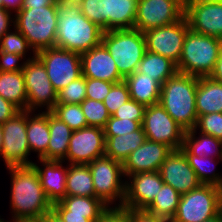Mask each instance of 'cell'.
Returning <instances> with one entry per match:
<instances>
[{
  "mask_svg": "<svg viewBox=\"0 0 222 222\" xmlns=\"http://www.w3.org/2000/svg\"><path fill=\"white\" fill-rule=\"evenodd\" d=\"M10 174L11 221L38 222L48 213L53 204L42 188L38 173L32 165L6 167Z\"/></svg>",
  "mask_w": 222,
  "mask_h": 222,
  "instance_id": "1",
  "label": "cell"
},
{
  "mask_svg": "<svg viewBox=\"0 0 222 222\" xmlns=\"http://www.w3.org/2000/svg\"><path fill=\"white\" fill-rule=\"evenodd\" d=\"M198 77L177 72L161 85L160 105L185 130L196 127Z\"/></svg>",
  "mask_w": 222,
  "mask_h": 222,
  "instance_id": "2",
  "label": "cell"
},
{
  "mask_svg": "<svg viewBox=\"0 0 222 222\" xmlns=\"http://www.w3.org/2000/svg\"><path fill=\"white\" fill-rule=\"evenodd\" d=\"M103 32L79 7L59 3L55 47L82 54L101 44Z\"/></svg>",
  "mask_w": 222,
  "mask_h": 222,
  "instance_id": "3",
  "label": "cell"
},
{
  "mask_svg": "<svg viewBox=\"0 0 222 222\" xmlns=\"http://www.w3.org/2000/svg\"><path fill=\"white\" fill-rule=\"evenodd\" d=\"M58 15V1L51 6L20 9L14 15V27L21 32L29 46L37 53L40 50L55 47Z\"/></svg>",
  "mask_w": 222,
  "mask_h": 222,
  "instance_id": "4",
  "label": "cell"
},
{
  "mask_svg": "<svg viewBox=\"0 0 222 222\" xmlns=\"http://www.w3.org/2000/svg\"><path fill=\"white\" fill-rule=\"evenodd\" d=\"M222 46V39L187 31L180 59L176 65L182 74L208 77L215 67Z\"/></svg>",
  "mask_w": 222,
  "mask_h": 222,
  "instance_id": "5",
  "label": "cell"
},
{
  "mask_svg": "<svg viewBox=\"0 0 222 222\" xmlns=\"http://www.w3.org/2000/svg\"><path fill=\"white\" fill-rule=\"evenodd\" d=\"M101 43L111 54L124 78L137 71L146 52L144 34L136 29L104 31Z\"/></svg>",
  "mask_w": 222,
  "mask_h": 222,
  "instance_id": "6",
  "label": "cell"
},
{
  "mask_svg": "<svg viewBox=\"0 0 222 222\" xmlns=\"http://www.w3.org/2000/svg\"><path fill=\"white\" fill-rule=\"evenodd\" d=\"M87 165L92 174L95 197L109 207H122L126 183L122 163L103 155Z\"/></svg>",
  "mask_w": 222,
  "mask_h": 222,
  "instance_id": "7",
  "label": "cell"
},
{
  "mask_svg": "<svg viewBox=\"0 0 222 222\" xmlns=\"http://www.w3.org/2000/svg\"><path fill=\"white\" fill-rule=\"evenodd\" d=\"M219 214V187L201 184L181 194L180 202L171 222H203Z\"/></svg>",
  "mask_w": 222,
  "mask_h": 222,
  "instance_id": "8",
  "label": "cell"
},
{
  "mask_svg": "<svg viewBox=\"0 0 222 222\" xmlns=\"http://www.w3.org/2000/svg\"><path fill=\"white\" fill-rule=\"evenodd\" d=\"M35 56L44 65L57 92L82 76L81 58L76 52L50 47L38 51Z\"/></svg>",
  "mask_w": 222,
  "mask_h": 222,
  "instance_id": "9",
  "label": "cell"
},
{
  "mask_svg": "<svg viewBox=\"0 0 222 222\" xmlns=\"http://www.w3.org/2000/svg\"><path fill=\"white\" fill-rule=\"evenodd\" d=\"M27 93V110L51 111L57 104V91L54 89L42 62L35 56L27 60L22 70ZM44 107V108H43Z\"/></svg>",
  "mask_w": 222,
  "mask_h": 222,
  "instance_id": "10",
  "label": "cell"
},
{
  "mask_svg": "<svg viewBox=\"0 0 222 222\" xmlns=\"http://www.w3.org/2000/svg\"><path fill=\"white\" fill-rule=\"evenodd\" d=\"M27 110H20L2 124L3 146L1 157L6 167L32 165L27 141Z\"/></svg>",
  "mask_w": 222,
  "mask_h": 222,
  "instance_id": "11",
  "label": "cell"
},
{
  "mask_svg": "<svg viewBox=\"0 0 222 222\" xmlns=\"http://www.w3.org/2000/svg\"><path fill=\"white\" fill-rule=\"evenodd\" d=\"M141 126L147 140L166 144L172 150L183 146L185 130L160 103L145 108Z\"/></svg>",
  "mask_w": 222,
  "mask_h": 222,
  "instance_id": "12",
  "label": "cell"
},
{
  "mask_svg": "<svg viewBox=\"0 0 222 222\" xmlns=\"http://www.w3.org/2000/svg\"><path fill=\"white\" fill-rule=\"evenodd\" d=\"M188 30L189 26L185 16L175 23L150 29L143 33L146 50L162 55L177 65Z\"/></svg>",
  "mask_w": 222,
  "mask_h": 222,
  "instance_id": "13",
  "label": "cell"
},
{
  "mask_svg": "<svg viewBox=\"0 0 222 222\" xmlns=\"http://www.w3.org/2000/svg\"><path fill=\"white\" fill-rule=\"evenodd\" d=\"M184 16L182 0H138L134 29L142 33L180 20Z\"/></svg>",
  "mask_w": 222,
  "mask_h": 222,
  "instance_id": "14",
  "label": "cell"
},
{
  "mask_svg": "<svg viewBox=\"0 0 222 222\" xmlns=\"http://www.w3.org/2000/svg\"><path fill=\"white\" fill-rule=\"evenodd\" d=\"M104 128L87 126L73 131L66 157L68 164H89L105 155Z\"/></svg>",
  "mask_w": 222,
  "mask_h": 222,
  "instance_id": "15",
  "label": "cell"
},
{
  "mask_svg": "<svg viewBox=\"0 0 222 222\" xmlns=\"http://www.w3.org/2000/svg\"><path fill=\"white\" fill-rule=\"evenodd\" d=\"M164 182L158 171L129 175L125 183V198L121 208L145 210L155 199Z\"/></svg>",
  "mask_w": 222,
  "mask_h": 222,
  "instance_id": "16",
  "label": "cell"
},
{
  "mask_svg": "<svg viewBox=\"0 0 222 222\" xmlns=\"http://www.w3.org/2000/svg\"><path fill=\"white\" fill-rule=\"evenodd\" d=\"M158 172L164 184L172 186L180 194L188 193L202 184L181 149L172 150Z\"/></svg>",
  "mask_w": 222,
  "mask_h": 222,
  "instance_id": "17",
  "label": "cell"
},
{
  "mask_svg": "<svg viewBox=\"0 0 222 222\" xmlns=\"http://www.w3.org/2000/svg\"><path fill=\"white\" fill-rule=\"evenodd\" d=\"M189 29L222 39V2L184 3Z\"/></svg>",
  "mask_w": 222,
  "mask_h": 222,
  "instance_id": "18",
  "label": "cell"
},
{
  "mask_svg": "<svg viewBox=\"0 0 222 222\" xmlns=\"http://www.w3.org/2000/svg\"><path fill=\"white\" fill-rule=\"evenodd\" d=\"M172 151L166 144L147 140L131 152L122 164L125 179L139 172L159 171L160 166Z\"/></svg>",
  "mask_w": 222,
  "mask_h": 222,
  "instance_id": "19",
  "label": "cell"
},
{
  "mask_svg": "<svg viewBox=\"0 0 222 222\" xmlns=\"http://www.w3.org/2000/svg\"><path fill=\"white\" fill-rule=\"evenodd\" d=\"M82 75L85 78L119 83L124 77L119 73L114 59L101 43L85 53L80 54Z\"/></svg>",
  "mask_w": 222,
  "mask_h": 222,
  "instance_id": "20",
  "label": "cell"
},
{
  "mask_svg": "<svg viewBox=\"0 0 222 222\" xmlns=\"http://www.w3.org/2000/svg\"><path fill=\"white\" fill-rule=\"evenodd\" d=\"M37 161L38 164L33 162L32 166L38 173L40 184L47 198L52 204L59 202L66 196L68 163L60 160L46 159H39Z\"/></svg>",
  "mask_w": 222,
  "mask_h": 222,
  "instance_id": "21",
  "label": "cell"
},
{
  "mask_svg": "<svg viewBox=\"0 0 222 222\" xmlns=\"http://www.w3.org/2000/svg\"><path fill=\"white\" fill-rule=\"evenodd\" d=\"M138 0H103L106 31L134 29Z\"/></svg>",
  "mask_w": 222,
  "mask_h": 222,
  "instance_id": "22",
  "label": "cell"
},
{
  "mask_svg": "<svg viewBox=\"0 0 222 222\" xmlns=\"http://www.w3.org/2000/svg\"><path fill=\"white\" fill-rule=\"evenodd\" d=\"M54 211H68V216L88 218L97 222L109 209L100 198L88 196H65L59 202L53 203Z\"/></svg>",
  "mask_w": 222,
  "mask_h": 222,
  "instance_id": "23",
  "label": "cell"
},
{
  "mask_svg": "<svg viewBox=\"0 0 222 222\" xmlns=\"http://www.w3.org/2000/svg\"><path fill=\"white\" fill-rule=\"evenodd\" d=\"M26 133L30 153L35 152L38 159L47 160V148L50 140L49 111L37 113L27 110Z\"/></svg>",
  "mask_w": 222,
  "mask_h": 222,
  "instance_id": "24",
  "label": "cell"
},
{
  "mask_svg": "<svg viewBox=\"0 0 222 222\" xmlns=\"http://www.w3.org/2000/svg\"><path fill=\"white\" fill-rule=\"evenodd\" d=\"M130 98L145 107L159 103L161 85L144 73L135 71L124 78Z\"/></svg>",
  "mask_w": 222,
  "mask_h": 222,
  "instance_id": "25",
  "label": "cell"
},
{
  "mask_svg": "<svg viewBox=\"0 0 222 222\" xmlns=\"http://www.w3.org/2000/svg\"><path fill=\"white\" fill-rule=\"evenodd\" d=\"M197 116L222 113V83L208 77H198L196 89Z\"/></svg>",
  "mask_w": 222,
  "mask_h": 222,
  "instance_id": "26",
  "label": "cell"
},
{
  "mask_svg": "<svg viewBox=\"0 0 222 222\" xmlns=\"http://www.w3.org/2000/svg\"><path fill=\"white\" fill-rule=\"evenodd\" d=\"M105 155L124 163L129 154L146 141L142 126L126 135L105 136Z\"/></svg>",
  "mask_w": 222,
  "mask_h": 222,
  "instance_id": "27",
  "label": "cell"
},
{
  "mask_svg": "<svg viewBox=\"0 0 222 222\" xmlns=\"http://www.w3.org/2000/svg\"><path fill=\"white\" fill-rule=\"evenodd\" d=\"M49 131L50 140L47 148V160L62 161L66 157L73 130L49 111Z\"/></svg>",
  "mask_w": 222,
  "mask_h": 222,
  "instance_id": "28",
  "label": "cell"
},
{
  "mask_svg": "<svg viewBox=\"0 0 222 222\" xmlns=\"http://www.w3.org/2000/svg\"><path fill=\"white\" fill-rule=\"evenodd\" d=\"M0 96L20 110H27V93L22 71H0Z\"/></svg>",
  "mask_w": 222,
  "mask_h": 222,
  "instance_id": "29",
  "label": "cell"
},
{
  "mask_svg": "<svg viewBox=\"0 0 222 222\" xmlns=\"http://www.w3.org/2000/svg\"><path fill=\"white\" fill-rule=\"evenodd\" d=\"M137 72L144 73L162 85L178 71L176 64L162 55L146 50Z\"/></svg>",
  "mask_w": 222,
  "mask_h": 222,
  "instance_id": "30",
  "label": "cell"
},
{
  "mask_svg": "<svg viewBox=\"0 0 222 222\" xmlns=\"http://www.w3.org/2000/svg\"><path fill=\"white\" fill-rule=\"evenodd\" d=\"M66 196L95 197L92 174L87 164H68Z\"/></svg>",
  "mask_w": 222,
  "mask_h": 222,
  "instance_id": "31",
  "label": "cell"
},
{
  "mask_svg": "<svg viewBox=\"0 0 222 222\" xmlns=\"http://www.w3.org/2000/svg\"><path fill=\"white\" fill-rule=\"evenodd\" d=\"M197 132L195 128L185 131L183 145L198 157L222 158V140Z\"/></svg>",
  "mask_w": 222,
  "mask_h": 222,
  "instance_id": "32",
  "label": "cell"
},
{
  "mask_svg": "<svg viewBox=\"0 0 222 222\" xmlns=\"http://www.w3.org/2000/svg\"><path fill=\"white\" fill-rule=\"evenodd\" d=\"M180 149L202 184H211L218 187L222 185V174L215 170L219 161L222 163V158L198 157L192 154L184 145Z\"/></svg>",
  "mask_w": 222,
  "mask_h": 222,
  "instance_id": "33",
  "label": "cell"
},
{
  "mask_svg": "<svg viewBox=\"0 0 222 222\" xmlns=\"http://www.w3.org/2000/svg\"><path fill=\"white\" fill-rule=\"evenodd\" d=\"M180 198L181 194L172 186L163 184L153 202L144 211L171 221L177 211Z\"/></svg>",
  "mask_w": 222,
  "mask_h": 222,
  "instance_id": "34",
  "label": "cell"
},
{
  "mask_svg": "<svg viewBox=\"0 0 222 222\" xmlns=\"http://www.w3.org/2000/svg\"><path fill=\"white\" fill-rule=\"evenodd\" d=\"M0 51L23 56L26 60L33 59L36 54L29 46L27 39L15 27H13V30L10 29L6 32L0 39ZM29 51H31L30 55L26 58Z\"/></svg>",
  "mask_w": 222,
  "mask_h": 222,
  "instance_id": "35",
  "label": "cell"
},
{
  "mask_svg": "<svg viewBox=\"0 0 222 222\" xmlns=\"http://www.w3.org/2000/svg\"><path fill=\"white\" fill-rule=\"evenodd\" d=\"M51 112L73 131L87 127V121L80 104H56Z\"/></svg>",
  "mask_w": 222,
  "mask_h": 222,
  "instance_id": "36",
  "label": "cell"
},
{
  "mask_svg": "<svg viewBox=\"0 0 222 222\" xmlns=\"http://www.w3.org/2000/svg\"><path fill=\"white\" fill-rule=\"evenodd\" d=\"M80 107L87 121V126L104 128L111 116L102 101L86 98Z\"/></svg>",
  "mask_w": 222,
  "mask_h": 222,
  "instance_id": "37",
  "label": "cell"
},
{
  "mask_svg": "<svg viewBox=\"0 0 222 222\" xmlns=\"http://www.w3.org/2000/svg\"><path fill=\"white\" fill-rule=\"evenodd\" d=\"M86 99V78L82 75L57 92V104H81Z\"/></svg>",
  "mask_w": 222,
  "mask_h": 222,
  "instance_id": "38",
  "label": "cell"
},
{
  "mask_svg": "<svg viewBox=\"0 0 222 222\" xmlns=\"http://www.w3.org/2000/svg\"><path fill=\"white\" fill-rule=\"evenodd\" d=\"M130 93L127 84L122 81L114 84L106 95L103 103L109 114L112 116L123 103L130 100Z\"/></svg>",
  "mask_w": 222,
  "mask_h": 222,
  "instance_id": "39",
  "label": "cell"
},
{
  "mask_svg": "<svg viewBox=\"0 0 222 222\" xmlns=\"http://www.w3.org/2000/svg\"><path fill=\"white\" fill-rule=\"evenodd\" d=\"M195 129L222 140V113L213 112L199 116Z\"/></svg>",
  "mask_w": 222,
  "mask_h": 222,
  "instance_id": "40",
  "label": "cell"
},
{
  "mask_svg": "<svg viewBox=\"0 0 222 222\" xmlns=\"http://www.w3.org/2000/svg\"><path fill=\"white\" fill-rule=\"evenodd\" d=\"M81 13L103 31H106V22L103 20V0H83L78 6Z\"/></svg>",
  "mask_w": 222,
  "mask_h": 222,
  "instance_id": "41",
  "label": "cell"
},
{
  "mask_svg": "<svg viewBox=\"0 0 222 222\" xmlns=\"http://www.w3.org/2000/svg\"><path fill=\"white\" fill-rule=\"evenodd\" d=\"M140 127L141 123L138 121L119 119L110 116L106 126L104 127V134L105 136L126 135L138 130Z\"/></svg>",
  "mask_w": 222,
  "mask_h": 222,
  "instance_id": "42",
  "label": "cell"
},
{
  "mask_svg": "<svg viewBox=\"0 0 222 222\" xmlns=\"http://www.w3.org/2000/svg\"><path fill=\"white\" fill-rule=\"evenodd\" d=\"M145 108L144 105L130 99L123 103L112 116L119 119L138 121L142 124Z\"/></svg>",
  "mask_w": 222,
  "mask_h": 222,
  "instance_id": "43",
  "label": "cell"
},
{
  "mask_svg": "<svg viewBox=\"0 0 222 222\" xmlns=\"http://www.w3.org/2000/svg\"><path fill=\"white\" fill-rule=\"evenodd\" d=\"M114 84L112 82L86 78V98L103 102Z\"/></svg>",
  "mask_w": 222,
  "mask_h": 222,
  "instance_id": "44",
  "label": "cell"
},
{
  "mask_svg": "<svg viewBox=\"0 0 222 222\" xmlns=\"http://www.w3.org/2000/svg\"><path fill=\"white\" fill-rule=\"evenodd\" d=\"M26 61L27 60L23 56L14 53H7L0 51V71L3 72L22 71L24 69Z\"/></svg>",
  "mask_w": 222,
  "mask_h": 222,
  "instance_id": "45",
  "label": "cell"
},
{
  "mask_svg": "<svg viewBox=\"0 0 222 222\" xmlns=\"http://www.w3.org/2000/svg\"><path fill=\"white\" fill-rule=\"evenodd\" d=\"M97 222H132V210L109 207Z\"/></svg>",
  "mask_w": 222,
  "mask_h": 222,
  "instance_id": "46",
  "label": "cell"
},
{
  "mask_svg": "<svg viewBox=\"0 0 222 222\" xmlns=\"http://www.w3.org/2000/svg\"><path fill=\"white\" fill-rule=\"evenodd\" d=\"M20 109L11 102L0 96V124H4L7 120L13 117Z\"/></svg>",
  "mask_w": 222,
  "mask_h": 222,
  "instance_id": "47",
  "label": "cell"
},
{
  "mask_svg": "<svg viewBox=\"0 0 222 222\" xmlns=\"http://www.w3.org/2000/svg\"><path fill=\"white\" fill-rule=\"evenodd\" d=\"M14 15L3 7H0V39L14 27ZM12 26V27H11Z\"/></svg>",
  "mask_w": 222,
  "mask_h": 222,
  "instance_id": "48",
  "label": "cell"
},
{
  "mask_svg": "<svg viewBox=\"0 0 222 222\" xmlns=\"http://www.w3.org/2000/svg\"><path fill=\"white\" fill-rule=\"evenodd\" d=\"M132 222H171L170 220L148 214L144 210H132Z\"/></svg>",
  "mask_w": 222,
  "mask_h": 222,
  "instance_id": "49",
  "label": "cell"
},
{
  "mask_svg": "<svg viewBox=\"0 0 222 222\" xmlns=\"http://www.w3.org/2000/svg\"><path fill=\"white\" fill-rule=\"evenodd\" d=\"M209 77L217 82L222 83V46L219 52V57L215 63L214 70Z\"/></svg>",
  "mask_w": 222,
  "mask_h": 222,
  "instance_id": "50",
  "label": "cell"
},
{
  "mask_svg": "<svg viewBox=\"0 0 222 222\" xmlns=\"http://www.w3.org/2000/svg\"><path fill=\"white\" fill-rule=\"evenodd\" d=\"M56 0H23L21 9H32L37 6H51Z\"/></svg>",
  "mask_w": 222,
  "mask_h": 222,
  "instance_id": "51",
  "label": "cell"
},
{
  "mask_svg": "<svg viewBox=\"0 0 222 222\" xmlns=\"http://www.w3.org/2000/svg\"><path fill=\"white\" fill-rule=\"evenodd\" d=\"M2 7L14 15L21 9L23 0H1Z\"/></svg>",
  "mask_w": 222,
  "mask_h": 222,
  "instance_id": "52",
  "label": "cell"
},
{
  "mask_svg": "<svg viewBox=\"0 0 222 222\" xmlns=\"http://www.w3.org/2000/svg\"><path fill=\"white\" fill-rule=\"evenodd\" d=\"M64 222H91L88 218L68 216V211H55Z\"/></svg>",
  "mask_w": 222,
  "mask_h": 222,
  "instance_id": "53",
  "label": "cell"
},
{
  "mask_svg": "<svg viewBox=\"0 0 222 222\" xmlns=\"http://www.w3.org/2000/svg\"><path fill=\"white\" fill-rule=\"evenodd\" d=\"M38 222H64V221L61 219V217L53 209H51Z\"/></svg>",
  "mask_w": 222,
  "mask_h": 222,
  "instance_id": "54",
  "label": "cell"
},
{
  "mask_svg": "<svg viewBox=\"0 0 222 222\" xmlns=\"http://www.w3.org/2000/svg\"><path fill=\"white\" fill-rule=\"evenodd\" d=\"M83 0H58L60 4L66 5V6H79L82 3Z\"/></svg>",
  "mask_w": 222,
  "mask_h": 222,
  "instance_id": "55",
  "label": "cell"
},
{
  "mask_svg": "<svg viewBox=\"0 0 222 222\" xmlns=\"http://www.w3.org/2000/svg\"><path fill=\"white\" fill-rule=\"evenodd\" d=\"M215 3L222 2V0H186L185 3Z\"/></svg>",
  "mask_w": 222,
  "mask_h": 222,
  "instance_id": "56",
  "label": "cell"
},
{
  "mask_svg": "<svg viewBox=\"0 0 222 222\" xmlns=\"http://www.w3.org/2000/svg\"><path fill=\"white\" fill-rule=\"evenodd\" d=\"M219 215L222 218V185L219 186Z\"/></svg>",
  "mask_w": 222,
  "mask_h": 222,
  "instance_id": "57",
  "label": "cell"
},
{
  "mask_svg": "<svg viewBox=\"0 0 222 222\" xmlns=\"http://www.w3.org/2000/svg\"><path fill=\"white\" fill-rule=\"evenodd\" d=\"M203 222H222V218L218 214V215H216L214 217H211L209 219L204 220Z\"/></svg>",
  "mask_w": 222,
  "mask_h": 222,
  "instance_id": "58",
  "label": "cell"
},
{
  "mask_svg": "<svg viewBox=\"0 0 222 222\" xmlns=\"http://www.w3.org/2000/svg\"><path fill=\"white\" fill-rule=\"evenodd\" d=\"M2 146H3V130H2V125L0 124V157L2 152Z\"/></svg>",
  "mask_w": 222,
  "mask_h": 222,
  "instance_id": "59",
  "label": "cell"
}]
</instances>
